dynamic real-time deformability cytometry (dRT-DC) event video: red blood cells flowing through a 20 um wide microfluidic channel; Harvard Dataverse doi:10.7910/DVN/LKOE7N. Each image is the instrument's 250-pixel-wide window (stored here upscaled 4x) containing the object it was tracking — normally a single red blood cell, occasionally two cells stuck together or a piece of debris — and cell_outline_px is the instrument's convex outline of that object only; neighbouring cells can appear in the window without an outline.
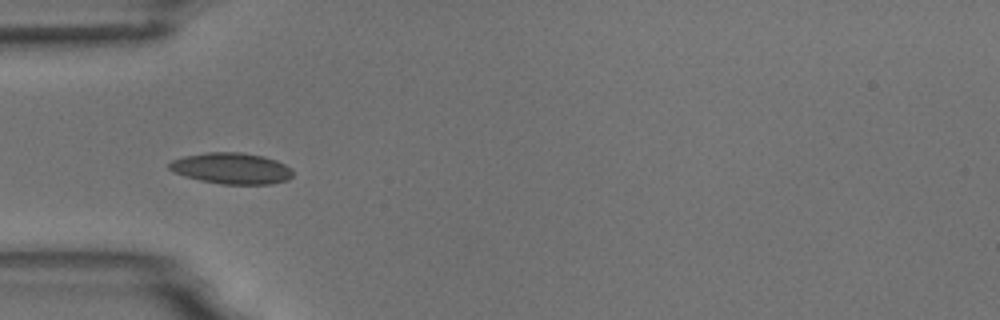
{"species": "common noctule bat (a hibernating species)", "species_latin": "Nyctalus noctula", "temperature_condition": "room temperature", "stored_images_in_passage": 24, "camera_frame_rate_fps": 3000, "um_per_image_px": 0.085, "animal": {"sex": "male", "body_mass_g": 18.8}, "frame": {"image": 1, "passage_image": 8, "time_ms": 2.333, "image_size_px": [1000, 320], "cell_outline_px": [[292, 176], [288, 180], [272, 184], [220, 184], [200, 180], [184, 176], [172, 172], [168, 168], [168, 164], [172, 160], [184, 156], [208, 152], [240, 152], [264, 156], [276, 160], [292, 168]], "centroid_in_image_um": [19.67, 14.31], "position_along_channel_um": 65.3, "area_um2": 22.6}}